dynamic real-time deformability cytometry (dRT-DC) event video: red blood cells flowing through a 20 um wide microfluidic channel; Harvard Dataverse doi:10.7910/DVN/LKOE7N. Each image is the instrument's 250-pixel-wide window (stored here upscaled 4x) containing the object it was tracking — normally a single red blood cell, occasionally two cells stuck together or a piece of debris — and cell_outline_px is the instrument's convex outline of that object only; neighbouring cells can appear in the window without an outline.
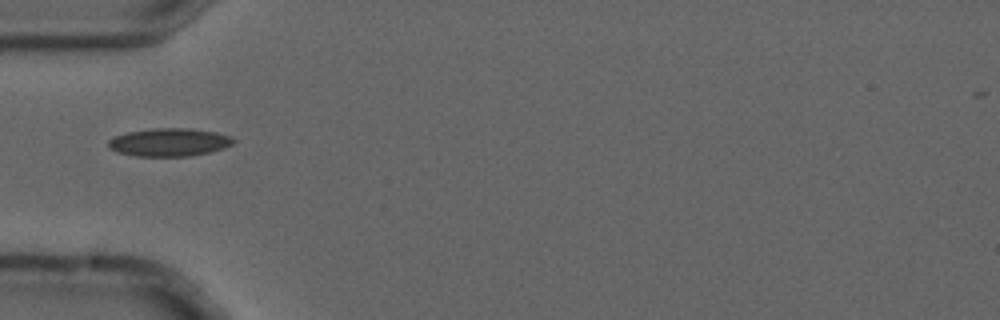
{"species": "common noctule bat (a hibernating species)", "species_latin": "Nyctalus noctula", "temperature_condition": "cold", "stored_images_in_passage": 5, "camera_frame_rate_fps": 3000, "um_per_image_px": 0.085, "animal": {"sex": "male", "forearm_length_mm": 52.5}, "frame": {"image": 1, "passage_image": 1, "time_ms": 0.0, "image_size_px": [1000, 320], "cell_outline_px": [[236, 140], [232, 144], [224, 148], [208, 152], [188, 156], [136, 156], [116, 152], [108, 148], [108, 140], [116, 136], [128, 132], [152, 128], [188, 128], [216, 132], [232, 136]], "centroid_in_image_um": [14.38, 12.09], "position_along_channel_um": 70.6, "area_um2": 20.46}}
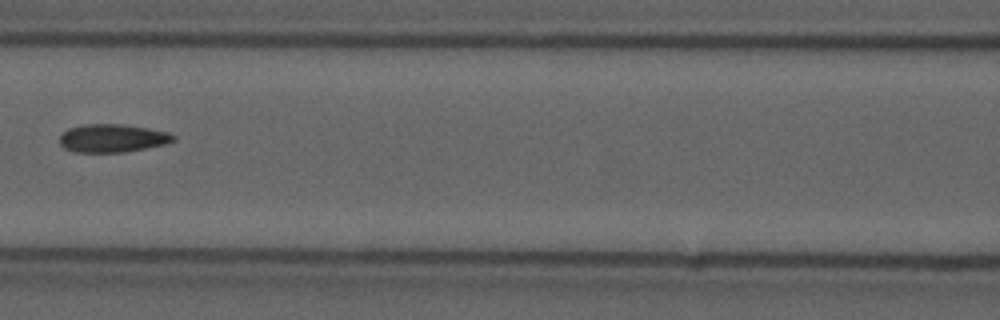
{"frame": {"image": 2, "passage_image": 3, "time_ms": 0.667, "image_size_px": [1000, 320], "cell_outline_px": [[176, 140], [164, 144], [124, 152], [72, 152], [64, 148], [60, 144], [60, 136], [68, 128], [84, 124], [120, 124], [148, 128], [168, 132], [176, 136]], "centroid_in_image_um": [9.54, 11.74], "position_along_channel_um": 157.1, "area_um2": 18.61}}
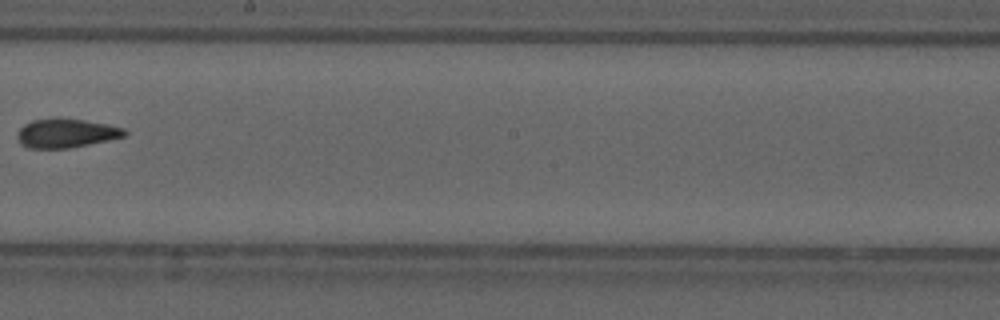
{"frame": {"image": 3, "passage_image": 5, "time_ms": 1.333, "image_size_px": [1000, 320], "cell_outline_px": [[128, 132], [124, 136], [108, 140], [68, 148], [28, 148], [20, 144], [16, 136], [20, 128], [24, 124], [32, 120], [84, 120], [108, 124], [124, 128]], "centroid_in_image_um": [5.61, 11.34], "position_along_channel_um": 242.6, "area_um2": 17.63}}